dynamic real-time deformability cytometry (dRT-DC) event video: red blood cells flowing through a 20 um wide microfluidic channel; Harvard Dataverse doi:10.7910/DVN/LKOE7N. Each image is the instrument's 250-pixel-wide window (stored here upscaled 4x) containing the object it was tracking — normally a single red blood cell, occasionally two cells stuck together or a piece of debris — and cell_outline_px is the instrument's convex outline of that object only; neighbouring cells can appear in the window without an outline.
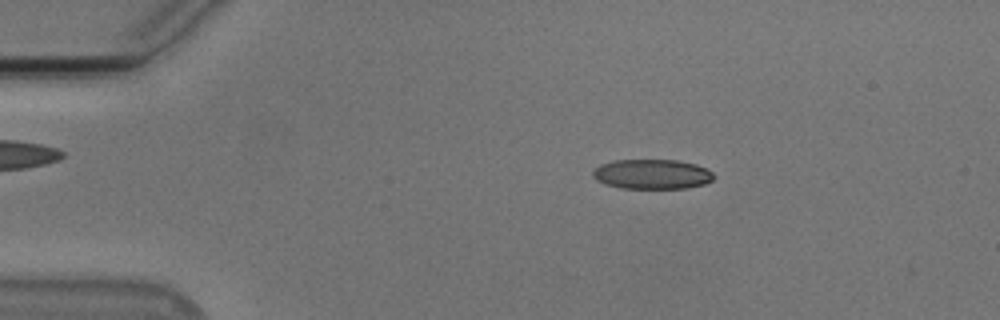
{"species": "Egyptian fruit bat (a non-hibernating species)", "species_latin": "Rousettus aegyptiacus", "temperature_condition": "cold", "stored_images_in_passage": 53, "camera_frame_rate_fps": 3000, "um_per_image_px": 0.085, "animal": {"sex": "male"}, "frame": {"image": 1, "passage_image": 9, "time_ms": 2.667, "image_size_px": [1000, 320], "cell_outline_px": [[716, 176], [712, 180], [704, 184], [688, 188], [620, 188], [604, 184], [596, 180], [592, 176], [592, 172], [600, 164], [616, 160], [676, 160], [696, 164], [708, 168]], "centroid_in_image_um": [55.44, 14.8], "position_along_channel_um": 29.6, "area_um2": 21.15}}
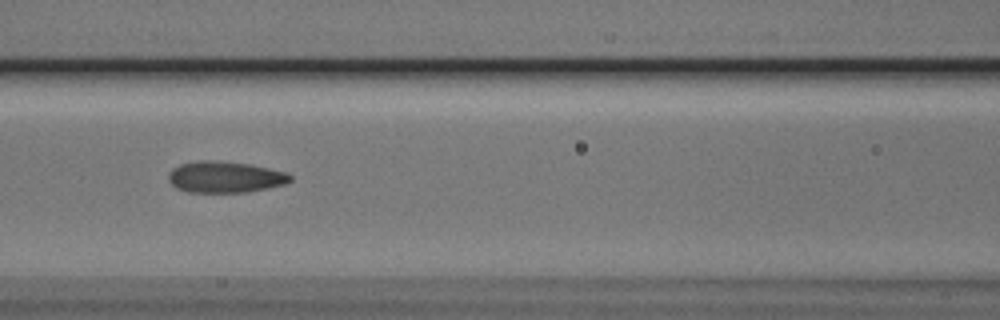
{"frame": {"image": 2, "passage_image": 23, "time_ms": 7.333, "image_size_px": [1000, 320], "cell_outline_px": [[292, 180], [284, 184], [268, 188], [248, 192], [188, 192], [176, 188], [168, 180], [168, 172], [172, 168], [180, 164], [196, 160], [208, 160], [248, 164], [268, 168], [284, 172], [292, 176]], "centroid_in_image_um": [19.08, 15.05], "position_along_channel_um": 147.5, "area_um2": 22.2}}
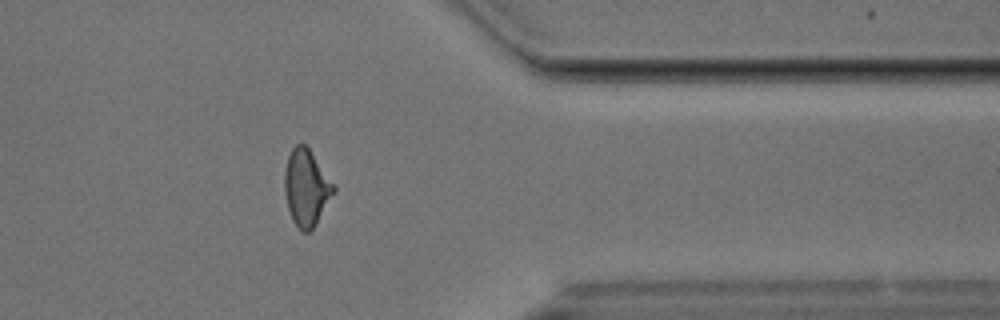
{"frame": {"image": 3, "passage_image": 43, "time_ms": 14.0, "image_size_px": [1000, 320], "cell_outline_px": [[336, 192], [316, 224], [308, 232], [304, 232], [292, 220], [288, 208], [284, 192], [284, 172], [288, 156], [292, 148], [296, 144], [304, 144], [308, 148], [336, 184]], "centroid_in_image_um": [26.06, 15.94], "position_along_channel_um": 385.3, "area_um2": 22.02}, "authors_computed_cell_mechanics": {"area_um2": 21.7906, "velocity_mm_per_s": 3.7678, "shape_relaxation_time_tau1_ms": 5.1911, "shape_relaxation_time_tau2_ms": 1.5797, "deformation_change_tau1": 0.1652, "deformation_change_tau2": 0.0832}}